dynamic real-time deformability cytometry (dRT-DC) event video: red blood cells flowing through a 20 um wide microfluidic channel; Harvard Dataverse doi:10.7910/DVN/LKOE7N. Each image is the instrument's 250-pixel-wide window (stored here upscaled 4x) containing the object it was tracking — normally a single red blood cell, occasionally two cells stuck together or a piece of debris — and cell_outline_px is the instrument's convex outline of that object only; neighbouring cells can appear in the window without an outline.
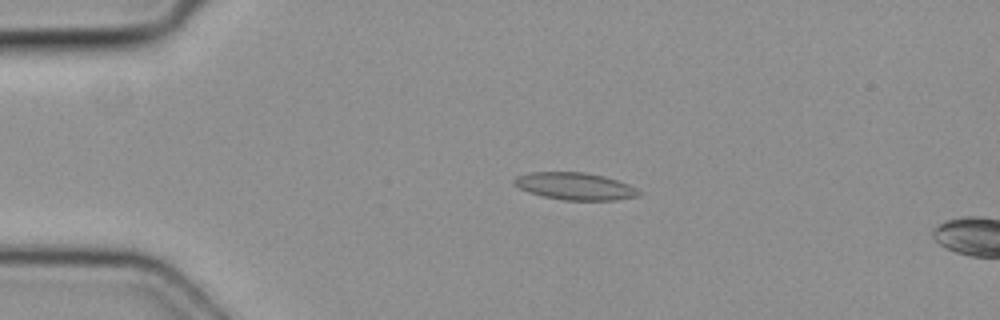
{"species": "common noctule bat (a hibernating species)", "species_latin": "Nyctalus noctula", "temperature_condition": "cold", "stored_images_in_passage": 4, "camera_frame_rate_fps": 3000, "um_per_image_px": 0.085, "animal": {"sex": "female", "body_mass_g": 19.3, "forearm_length_mm": 54.1}, "frame": {"image": 1, "passage_image": 3, "time_ms": 0.667, "image_size_px": [1000, 320], "cell_outline_px": [[644, 192], [640, 196], [616, 200], [564, 200], [544, 196], [528, 192], [512, 184], [512, 180], [516, 176], [528, 172], [584, 172], [604, 176], [628, 184]], "centroid_in_image_um": [48.88, 15.83], "position_along_channel_um": 36.1, "area_um2": 19.94}}